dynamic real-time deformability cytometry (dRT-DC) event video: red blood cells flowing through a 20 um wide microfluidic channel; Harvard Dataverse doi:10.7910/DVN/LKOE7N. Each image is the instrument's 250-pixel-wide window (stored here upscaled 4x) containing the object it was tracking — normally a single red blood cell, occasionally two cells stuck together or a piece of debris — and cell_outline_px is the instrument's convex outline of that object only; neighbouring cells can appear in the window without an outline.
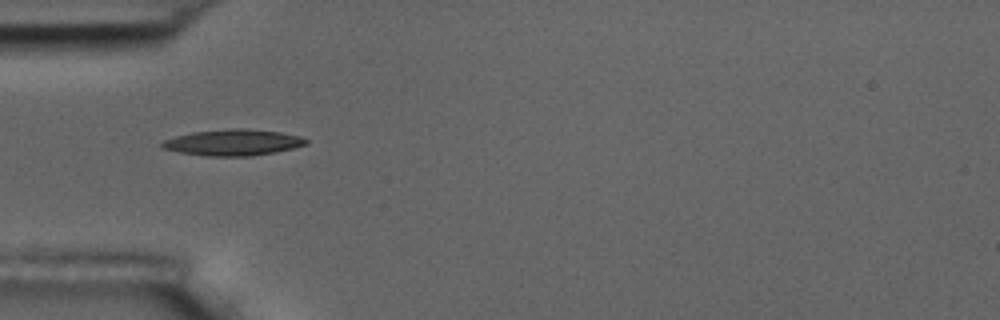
{"species": "common noctule bat (a hibernating species)", "species_latin": "Nyctalus noctula", "temperature_condition": "room temperature", "stored_images_in_passage": 7, "camera_frame_rate_fps": 3000, "um_per_image_px": 0.085, "animal": {"sex": "male", "body_mass_g": 17.5, "forearm_length_mm": 52.3}, "frame": {"image": 1, "passage_image": 1, "time_ms": 0.0, "image_size_px": [1000, 320], "cell_outline_px": [[308, 144], [276, 152], [252, 156], [204, 156], [180, 152], [160, 148], [160, 144], [164, 140], [176, 136], [192, 132], [232, 128], [244, 128], [280, 132], [300, 136], [308, 140]], "centroid_in_image_um": [19.8, 12.11], "position_along_channel_um": 65.2, "area_um2": 22.02}}
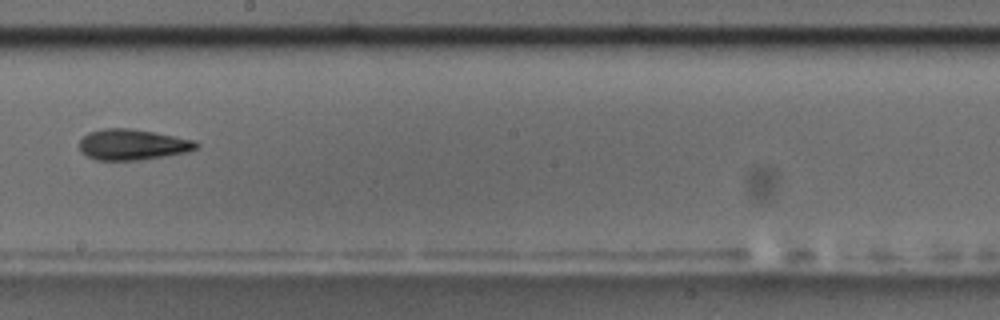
{"frame": {"image": 2, "passage_image": 5, "time_ms": 4.667, "image_size_px": [1000, 320], "cell_outline_px": [[200, 144], [196, 148], [188, 152], [140, 160], [96, 160], [80, 152], [80, 140], [88, 132], [104, 128], [128, 128], [152, 132], [196, 140]], "centroid_in_image_um": [11.26, 12.29], "position_along_channel_um": 236.9, "area_um2": 20.92}}
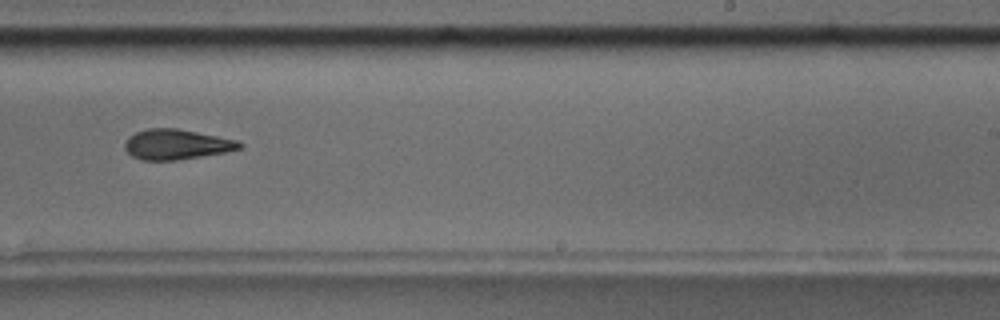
{"frame": {"image": 3, "passage_image": 6, "time_ms": 5.667, "image_size_px": [1000, 320], "cell_outline_px": [[244, 144], [240, 148], [228, 152], [176, 160], [140, 160], [132, 156], [124, 148], [124, 144], [128, 136], [136, 132], [148, 128], [176, 128], [236, 140]], "centroid_in_image_um": [14.97, 12.28], "position_along_channel_um": 274.0, "area_um2": 20.11}}